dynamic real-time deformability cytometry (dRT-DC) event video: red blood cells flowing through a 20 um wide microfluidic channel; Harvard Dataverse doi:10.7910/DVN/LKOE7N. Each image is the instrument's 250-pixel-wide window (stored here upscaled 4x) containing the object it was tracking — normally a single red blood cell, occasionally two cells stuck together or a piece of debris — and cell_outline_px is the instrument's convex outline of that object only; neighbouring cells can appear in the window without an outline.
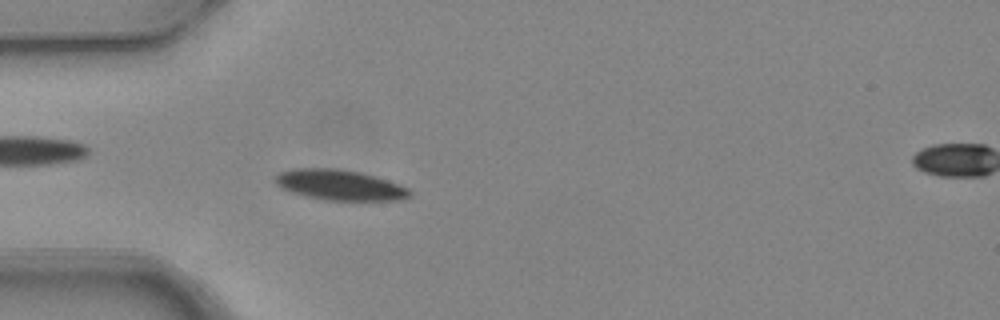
{"species": "common noctule bat (a hibernating species)", "species_latin": "Nyctalus noctula", "temperature_condition": "warm", "stored_images_in_passage": 2, "segment_of_instrument_passage": [1, 2], "camera_frame_rate_fps": 3000, "um_per_image_px": 0.085, "animal": {"sex": "female", "body_mass_g": 24.6, "forearm_length_mm": 56.2}, "frame": {"image": 1, "passage_image": 1, "time_ms": 0.0, "image_size_px": [1000, 320], "cell_outline_px": [[412, 196], [400, 200], [324, 200], [292, 192], [276, 184], [276, 176], [280, 172], [292, 168], [336, 168], [376, 176], [400, 184], [408, 188], [412, 192]], "centroid_in_image_um": [28.93, 15.72], "position_along_channel_um": 56.1, "area_um2": 23.7}}